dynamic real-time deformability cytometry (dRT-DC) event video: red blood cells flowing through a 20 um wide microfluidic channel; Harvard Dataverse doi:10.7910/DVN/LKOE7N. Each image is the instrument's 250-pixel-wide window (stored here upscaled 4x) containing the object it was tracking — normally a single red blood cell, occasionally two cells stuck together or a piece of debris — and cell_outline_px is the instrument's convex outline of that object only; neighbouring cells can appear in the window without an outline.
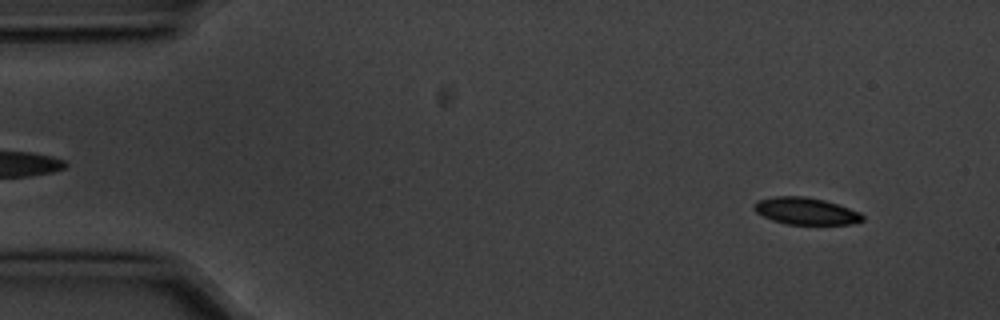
{"species": "common noctule bat (a hibernating species)", "species_latin": "Nyctalus noctula", "temperature_condition": "cold", "stored_images_in_passage": 5, "segment_of_instrument_passage": [1, 2], "camera_frame_rate_fps": 3000, "um_per_image_px": 0.085, "animal": {"sex": "male", "body_mass_g": 20.1, "forearm_length_mm": 53.5}, "frame": {"image": 1, "passage_image": 1, "time_ms": 0.0, "image_size_px": [1000, 320], "cell_outline_px": [[864, 220], [852, 224], [788, 224], [772, 220], [756, 212], [752, 204], [760, 200], [772, 196], [804, 196], [824, 200], [860, 212], [864, 216]], "centroid_in_image_um": [68.49, 17.94], "position_along_channel_um": 16.5, "area_um2": 16.94}}
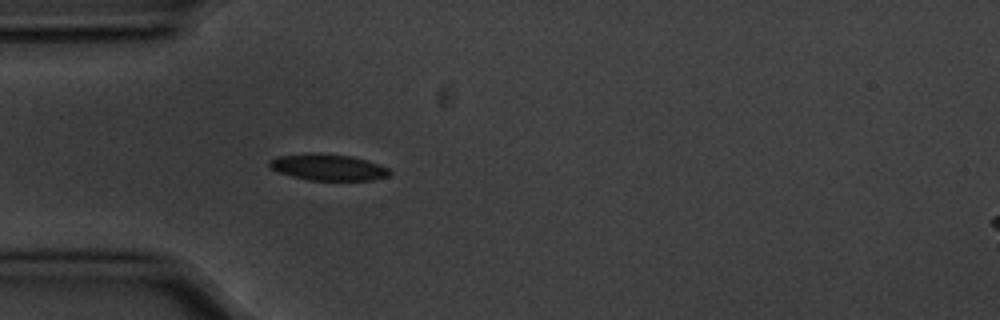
{"frame": {"image": 2, "passage_image": 4, "time_ms": 1.0, "image_size_px": [1000, 320], "cell_outline_px": [[392, 172], [388, 176], [372, 180], [308, 180], [292, 176], [280, 172], [272, 168], [268, 164], [268, 160], [276, 156], [308, 152], [352, 156], [380, 164], [388, 168]], "centroid_in_image_um": [27.88, 14.2], "position_along_channel_um": 57.1, "area_um2": 18.55}}